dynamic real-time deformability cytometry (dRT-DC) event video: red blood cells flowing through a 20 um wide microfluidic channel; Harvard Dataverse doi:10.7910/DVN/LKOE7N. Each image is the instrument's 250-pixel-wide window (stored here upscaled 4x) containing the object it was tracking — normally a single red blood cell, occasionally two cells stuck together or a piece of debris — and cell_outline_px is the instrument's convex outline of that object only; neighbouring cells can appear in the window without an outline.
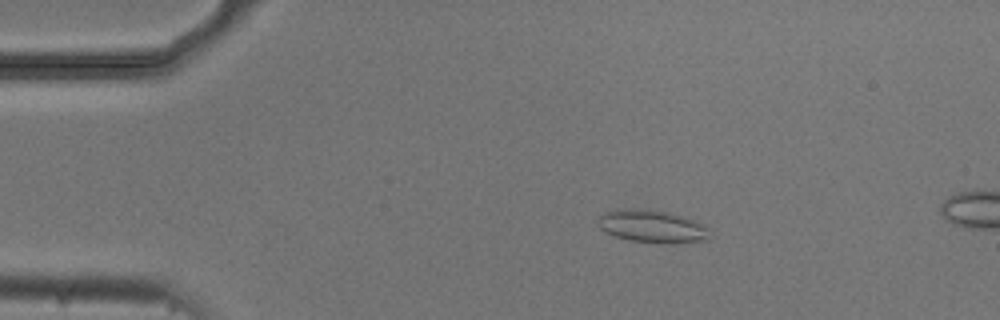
{"species": "common noctule bat (a hibernating species)", "species_latin": "Nyctalus noctula", "temperature_condition": "cold", "stored_images_in_passage": 16, "camera_frame_rate_fps": 3000, "um_per_image_px": 0.085, "animal": {"sex": "male", "body_mass_g": 20.5, "forearm_length_mm": 52.5}, "frame": {"image": 1, "passage_image": 10, "time_ms": 3.0, "image_size_px": [1000, 320], "cell_outline_px": [[712, 240], [632, 240], [616, 236], [604, 232], [596, 224], [596, 220], [604, 212], [616, 208], [640, 208], [664, 212], [684, 216], [708, 228]], "centroid_in_image_um": [55.32, 19.17], "position_along_channel_um": 29.7, "area_um2": 20.35}}